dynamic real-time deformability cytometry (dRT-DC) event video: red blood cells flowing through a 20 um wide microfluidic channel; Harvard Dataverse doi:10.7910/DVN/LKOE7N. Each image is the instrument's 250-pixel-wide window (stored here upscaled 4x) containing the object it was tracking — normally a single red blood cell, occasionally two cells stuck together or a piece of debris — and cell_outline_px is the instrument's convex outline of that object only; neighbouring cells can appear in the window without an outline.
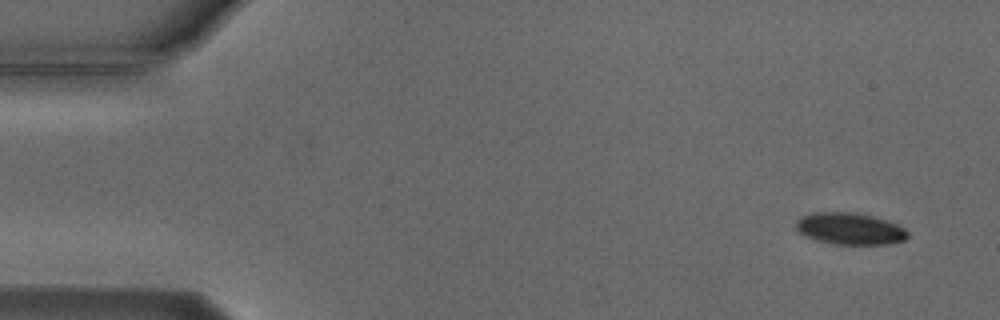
{"species": "Egyptian fruit bat (a non-hibernating species)", "species_latin": "Rousettus aegyptiacus", "temperature_condition": "cold", "stored_images_in_passage": 5, "camera_frame_rate_fps": 3000, "um_per_image_px": 0.085, "animal": {"sex": "male"}, "frame": {"image": 1, "passage_image": 1, "time_ms": 0.0, "image_size_px": [1000, 320], "cell_outline_px": [[908, 236], [904, 240], [888, 244], [832, 244], [816, 240], [804, 236], [796, 228], [796, 220], [800, 216], [816, 212], [852, 212], [872, 216], [896, 224], [904, 228], [908, 232]], "centroid_in_image_um": [72.2, 19.44], "position_along_channel_um": 12.8, "area_um2": 20.63}}
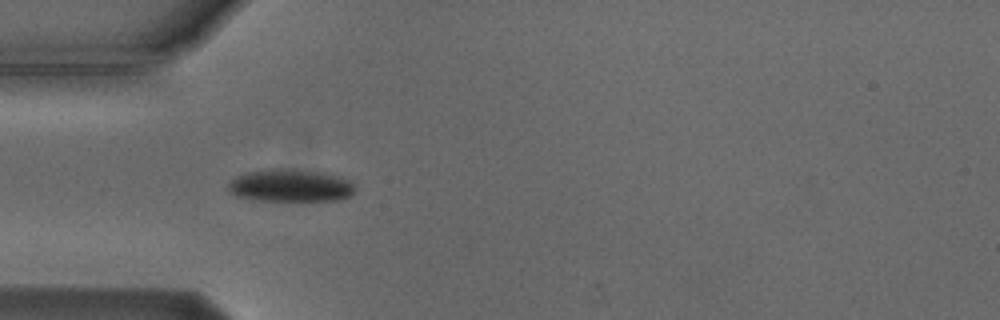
{"frame": {"image": 2, "passage_image": 4, "time_ms": 4.333, "image_size_px": [1000, 320], "cell_outline_px": [[356, 188], [348, 196], [340, 200], [252, 200], [232, 196], [228, 192], [228, 184], [236, 176], [244, 172], [272, 168], [296, 168], [324, 172], [348, 180]], "centroid_in_image_um": [24.61, 15.75], "position_along_channel_um": 60.4, "area_um2": 24.39}}
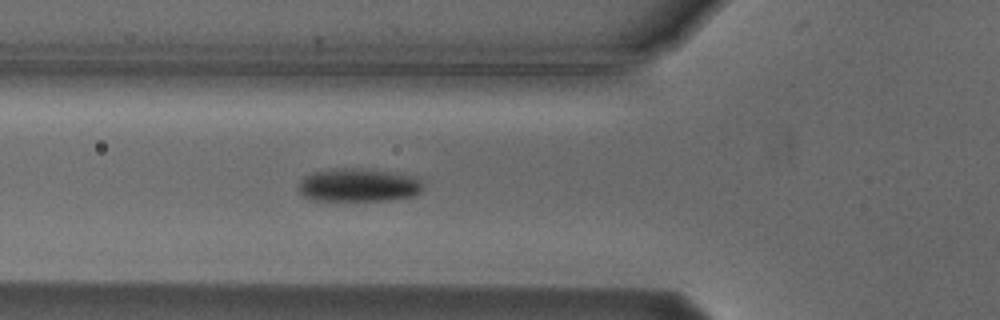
{"frame": {"image": 3, "passage_image": 5, "time_ms": 5.333, "image_size_px": [1000, 320], "cell_outline_px": [[424, 188], [416, 196], [388, 200], [312, 200], [304, 196], [296, 188], [300, 180], [304, 176], [316, 172], [336, 168], [368, 168], [416, 176], [424, 184]], "centroid_in_image_um": [30.5, 15.73], "position_along_channel_um": 95.3, "area_um2": 24.51}}